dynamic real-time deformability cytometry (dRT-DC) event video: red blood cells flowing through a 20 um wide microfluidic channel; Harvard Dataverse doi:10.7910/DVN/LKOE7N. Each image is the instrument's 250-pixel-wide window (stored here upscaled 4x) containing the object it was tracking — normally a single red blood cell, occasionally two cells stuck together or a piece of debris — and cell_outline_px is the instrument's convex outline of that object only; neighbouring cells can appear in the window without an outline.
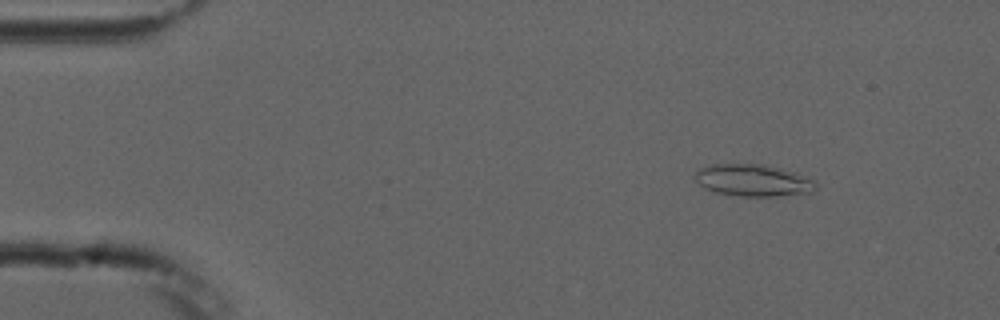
{"species": "common noctule bat (a hibernating species)", "species_latin": "Nyctalus noctula", "temperature_condition": "cold", "stored_images_in_passage": 3, "camera_frame_rate_fps": 3000, "um_per_image_px": 0.085, "animal": {"sex": "male", "forearm_length_mm": 52.5}, "frame": {"image": 1, "passage_image": 2, "time_ms": 1.0, "image_size_px": [1000, 320], "cell_outline_px": [[816, 188], [812, 192], [772, 196], [740, 196], [712, 192], [704, 188], [696, 180], [696, 172], [700, 168], [712, 164], [764, 164], [796, 172], [816, 180]], "centroid_in_image_um": [64.03, 15.32], "position_along_channel_um": 21.0, "area_um2": 22.54}}